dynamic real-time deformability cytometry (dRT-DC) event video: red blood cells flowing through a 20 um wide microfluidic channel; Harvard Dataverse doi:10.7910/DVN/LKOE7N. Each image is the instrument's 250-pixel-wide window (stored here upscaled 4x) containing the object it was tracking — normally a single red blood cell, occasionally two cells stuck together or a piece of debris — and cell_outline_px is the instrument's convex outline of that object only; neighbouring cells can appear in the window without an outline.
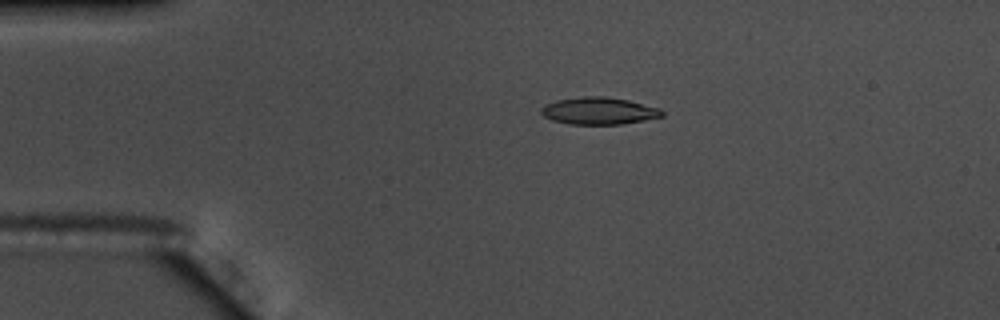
{"species": "common noctule bat (a hibernating species)", "species_latin": "Nyctalus noctula", "temperature_condition": "warm", "stored_images_in_passage": 49, "camera_frame_rate_fps": 3000, "um_per_image_px": 0.085, "animal": {"sex": "male", "body_mass_g": 17.5, "forearm_length_mm": 52.3}, "frame": {"image": 1, "passage_image": 5, "time_ms": 1.333, "image_size_px": [1000, 320], "cell_outline_px": [[664, 116], [644, 120], [620, 124], [568, 124], [552, 120], [544, 116], [540, 112], [540, 108], [556, 100], [580, 96], [604, 96], [628, 100], [660, 108], [664, 112]], "centroid_in_image_um": [50.9, 9.42], "position_along_channel_um": 34.1, "area_um2": 19.13}}
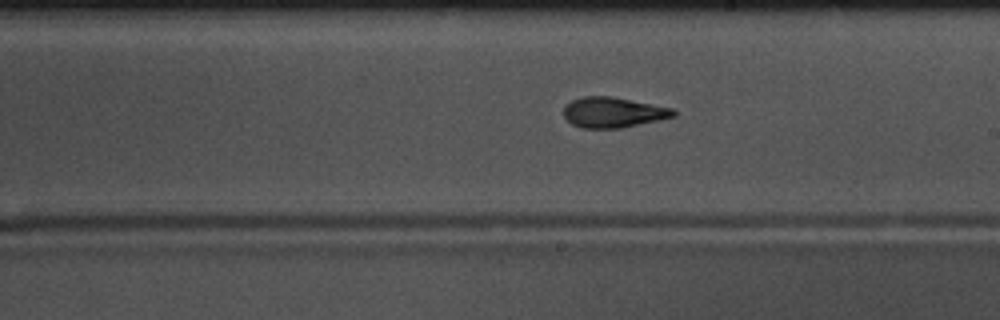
{"frame": {"image": 2, "passage_image": 25, "time_ms": 8.0, "image_size_px": [1000, 320], "cell_outline_px": [[676, 116], [660, 120], [620, 128], [580, 128], [572, 124], [564, 116], [564, 108], [572, 100], [580, 96], [612, 96], [672, 108], [676, 112]], "centroid_in_image_um": [52.12, 9.55], "position_along_channel_um": 236.9, "area_um2": 19.42}}
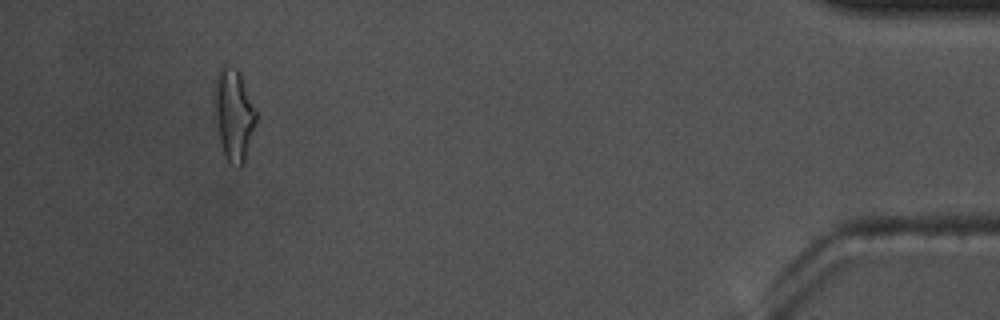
{"frame": {"image": 3, "passage_image": 45, "time_ms": 14.667, "image_size_px": [1000, 320], "cell_outline_px": [[256, 120], [244, 160], [240, 168], [236, 168], [224, 156], [220, 144], [212, 104], [212, 92], [216, 72], [220, 64], [228, 64], [236, 68], [240, 72], [256, 108]], "centroid_in_image_um": [19.81, 9.64], "position_along_channel_um": 415.4, "area_um2": 23.0}, "authors_computed_cell_mechanics": {"area_um2": 19.4786, "velocity_mm_per_s": 3.6865, "shape_relaxation_time_tau1_ms": 4.7462, "shape_relaxation_time_tau2_ms": 2.3285, "deformation_change_tau1": 0.1944, "deformation_change_tau2": 0.1114}}